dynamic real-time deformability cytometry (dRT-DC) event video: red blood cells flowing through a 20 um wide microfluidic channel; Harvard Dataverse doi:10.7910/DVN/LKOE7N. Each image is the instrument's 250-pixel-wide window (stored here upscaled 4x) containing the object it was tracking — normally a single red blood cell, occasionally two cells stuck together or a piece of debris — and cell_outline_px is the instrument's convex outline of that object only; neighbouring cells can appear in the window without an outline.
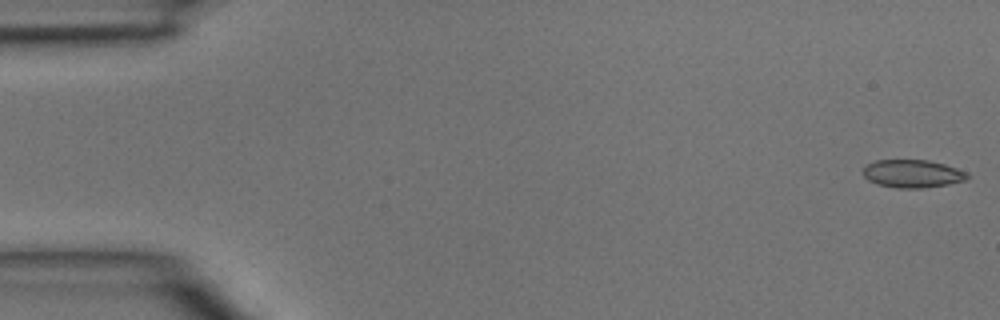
{"species": "common noctule bat (a hibernating species)", "species_latin": "Nyctalus noctula", "temperature_condition": "room temperature", "stored_images_in_passage": 45, "camera_frame_rate_fps": 3000, "um_per_image_px": 0.085, "animal": {"sex": "male", "body_mass_g": 15.6}, "frame": {"image": 1, "passage_image": 1, "time_ms": 0.0, "image_size_px": [1000, 320], "cell_outline_px": [[968, 176], [964, 180], [948, 184], [924, 188], [896, 188], [876, 184], [868, 180], [864, 176], [864, 168], [868, 164], [876, 160], [928, 160], [944, 164], [968, 172]], "centroid_in_image_um": [77.55, 14.77], "position_along_channel_um": 7.4, "area_um2": 16.88}}
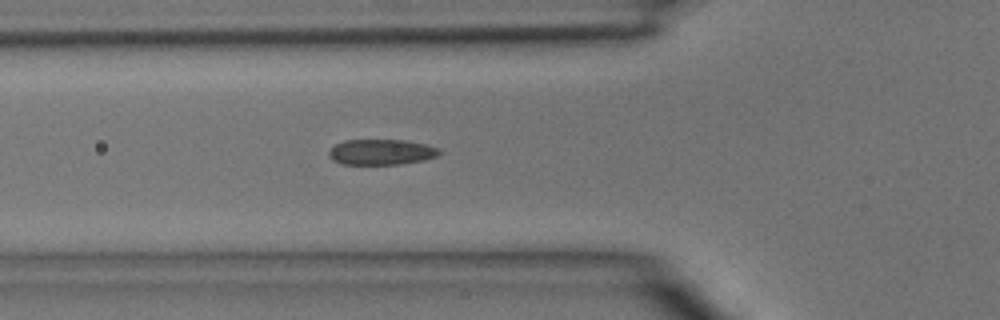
{"frame": {"image": 2, "passage_image": 16, "time_ms": 5.0, "image_size_px": [1000, 320], "cell_outline_px": [[440, 152], [436, 156], [424, 160], [400, 164], [340, 164], [332, 160], [328, 156], [328, 152], [336, 144], [344, 140], [404, 140], [428, 144], [440, 148]], "centroid_in_image_um": [32.41, 12.92], "position_along_channel_um": 93.4, "area_um2": 16.53}}
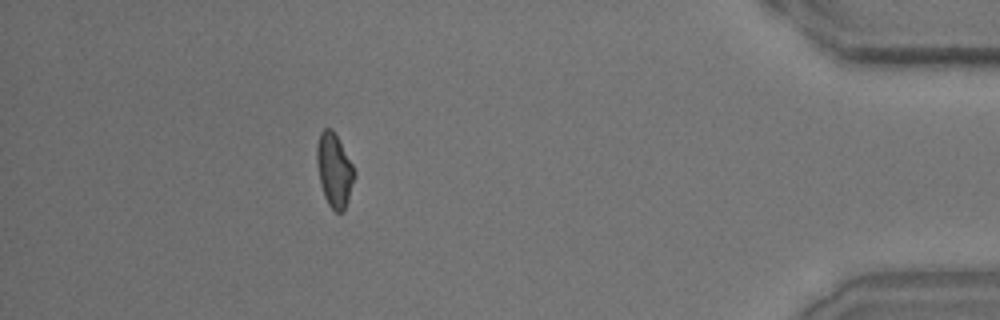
{"frame": {"image": 3, "passage_image": 41, "time_ms": 13.333, "image_size_px": [1000, 320], "cell_outline_px": [[356, 176], [344, 212], [336, 212], [328, 204], [324, 196], [320, 184], [316, 164], [316, 148], [320, 132], [324, 128], [332, 128], [352, 164], [356, 172]], "centroid_in_image_um": [28.41, 14.48], "position_along_channel_um": 406.8, "area_um2": 16.24}}